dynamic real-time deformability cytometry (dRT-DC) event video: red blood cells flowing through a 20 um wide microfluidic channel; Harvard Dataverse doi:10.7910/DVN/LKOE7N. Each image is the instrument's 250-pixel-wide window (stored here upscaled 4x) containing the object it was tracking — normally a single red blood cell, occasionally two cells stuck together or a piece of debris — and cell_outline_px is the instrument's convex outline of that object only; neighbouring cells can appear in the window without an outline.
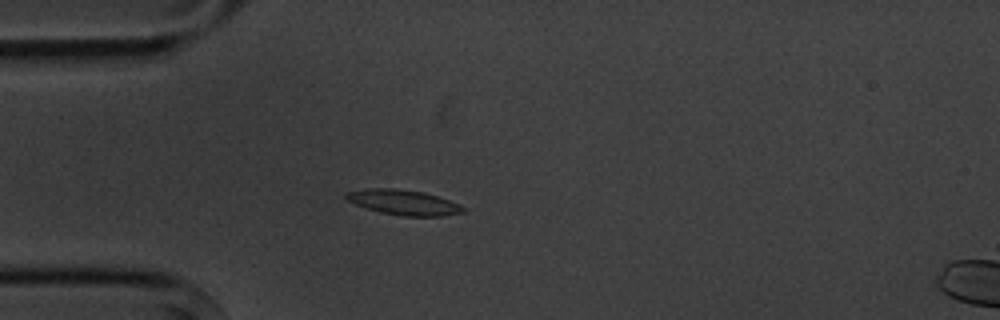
{"species": "common noctule bat (a hibernating species)", "species_latin": "Nyctalus noctula", "temperature_condition": "cold", "stored_images_in_passage": 6, "camera_frame_rate_fps": 3000, "um_per_image_px": 0.085, "animal": {"sex": "male", "body_mass_g": 20.1, "forearm_length_mm": 53.5}, "frame": {"image": 1, "passage_image": 5, "time_ms": 4.667, "image_size_px": [1000, 320], "cell_outline_px": [[464, 212], [444, 216], [404, 216], [380, 212], [356, 204], [348, 200], [344, 196], [344, 192], [368, 188], [396, 188], [424, 192], [460, 204], [464, 208]], "centroid_in_image_um": [34.29, 17.19], "position_along_channel_um": 50.7, "area_um2": 17.05}}